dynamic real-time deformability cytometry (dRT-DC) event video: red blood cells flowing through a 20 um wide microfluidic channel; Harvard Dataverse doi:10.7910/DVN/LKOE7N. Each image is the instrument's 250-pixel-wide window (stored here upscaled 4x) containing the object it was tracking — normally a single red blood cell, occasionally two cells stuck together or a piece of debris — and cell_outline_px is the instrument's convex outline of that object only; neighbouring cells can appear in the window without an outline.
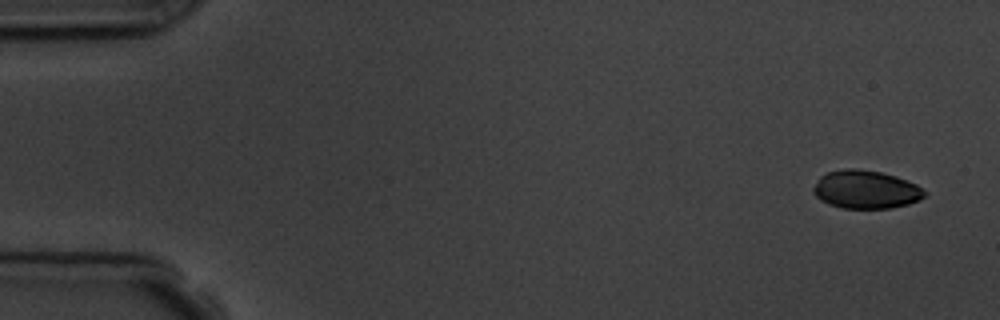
{"species": "common noctule bat (a hibernating species)", "species_latin": "Nyctalus noctula", "temperature_condition": "room temperature", "stored_images_in_passage": 5, "camera_frame_rate_fps": 3000, "um_per_image_px": 0.085, "animal": {"sex": "male", "body_mass_g": 19.5, "forearm_length_mm": 54.6}, "frame": {"image": 1, "passage_image": 1, "time_ms": 0.0, "image_size_px": [1000, 320], "cell_outline_px": [[924, 196], [920, 200], [908, 204], [892, 208], [840, 208], [828, 204], [820, 200], [812, 192], [812, 188], [820, 176], [828, 172], [848, 168], [856, 168], [880, 172], [896, 176], [916, 184], [924, 192]], "centroid_in_image_um": [73.55, 16.11], "position_along_channel_um": 11.4, "area_um2": 24.74}}
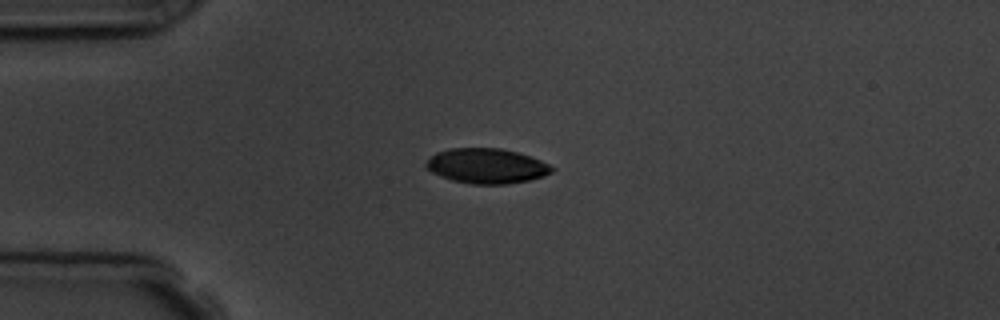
{"frame": {"image": 2, "passage_image": 4, "time_ms": 3.667, "image_size_px": [1000, 320], "cell_outline_px": [[556, 168], [552, 172], [544, 176], [528, 180], [508, 184], [472, 184], [452, 180], [440, 176], [432, 172], [424, 164], [436, 152], [448, 148], [500, 148], [516, 152], [540, 160]], "centroid_in_image_um": [41.36, 14.1], "position_along_channel_um": 43.6, "area_um2": 25.55}}